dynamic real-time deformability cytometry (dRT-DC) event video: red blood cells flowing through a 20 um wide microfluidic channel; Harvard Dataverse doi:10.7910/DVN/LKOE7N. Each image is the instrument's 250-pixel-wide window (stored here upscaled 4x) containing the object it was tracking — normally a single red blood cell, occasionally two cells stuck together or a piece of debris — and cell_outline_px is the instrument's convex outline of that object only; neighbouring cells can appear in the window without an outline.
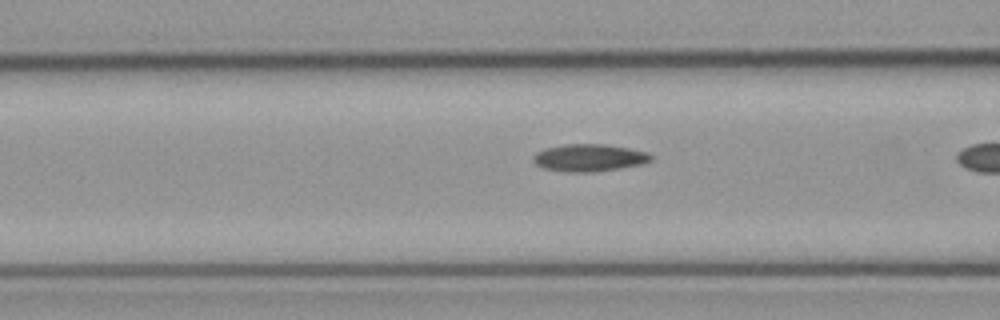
{"species": "common noctule bat (a hibernating species)", "species_latin": "Nyctalus noctula", "temperature_condition": "cold", "stored_images_in_passage": 16, "camera_frame_rate_fps": 3000, "um_per_image_px": 0.085, "animal": {"sex": "male", "body_mass_g": 23.1, "forearm_length_mm": 52.7}, "frame": {"image": 1, "passage_image": 15, "time_ms": 4.667, "image_size_px": [1000, 320], "cell_outline_px": [[652, 160], [640, 164], [592, 172], [572, 172], [544, 168], [536, 164], [532, 160], [532, 156], [536, 152], [544, 148], [564, 144], [604, 144], [628, 148], [648, 152], [652, 156]], "centroid_in_image_um": [50.04, 13.39], "position_along_channel_um": 116.6, "area_um2": 18.55}}